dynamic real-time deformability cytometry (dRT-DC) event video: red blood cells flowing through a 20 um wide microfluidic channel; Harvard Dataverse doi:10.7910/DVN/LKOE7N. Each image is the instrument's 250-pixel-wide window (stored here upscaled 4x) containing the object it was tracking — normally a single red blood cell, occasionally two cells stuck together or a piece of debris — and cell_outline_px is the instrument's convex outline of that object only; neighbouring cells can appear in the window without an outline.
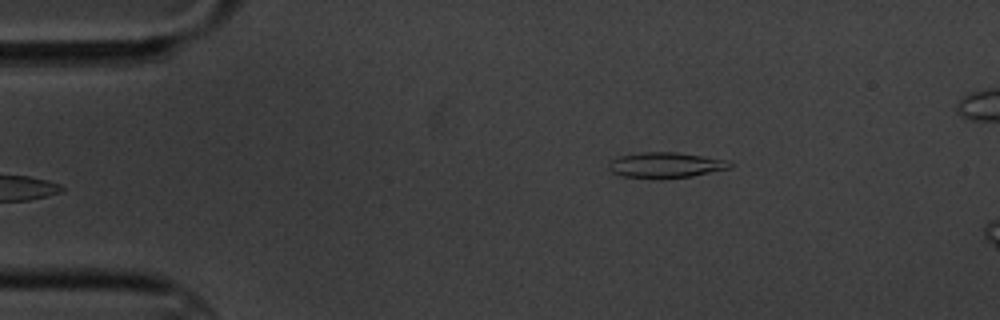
{"species": "common noctule bat (a hibernating species)", "species_latin": "Nyctalus noctula", "temperature_condition": "cold", "stored_images_in_passage": 3, "camera_frame_rate_fps": 3000, "um_per_image_px": 0.085, "animal": {"sex": "male", "body_mass_g": 20.1, "forearm_length_mm": 53.5}, "frame": {"image": 1, "passage_image": 1, "time_ms": 0.0, "image_size_px": [1000, 320], "cell_outline_px": [[736, 164], [732, 168], [692, 176], [624, 176], [612, 172], [608, 168], [608, 164], [612, 160], [620, 156], [644, 152], [676, 152], [728, 160]], "centroid_in_image_um": [56.67, 13.99], "position_along_channel_um": 28.3, "area_um2": 17.34}}